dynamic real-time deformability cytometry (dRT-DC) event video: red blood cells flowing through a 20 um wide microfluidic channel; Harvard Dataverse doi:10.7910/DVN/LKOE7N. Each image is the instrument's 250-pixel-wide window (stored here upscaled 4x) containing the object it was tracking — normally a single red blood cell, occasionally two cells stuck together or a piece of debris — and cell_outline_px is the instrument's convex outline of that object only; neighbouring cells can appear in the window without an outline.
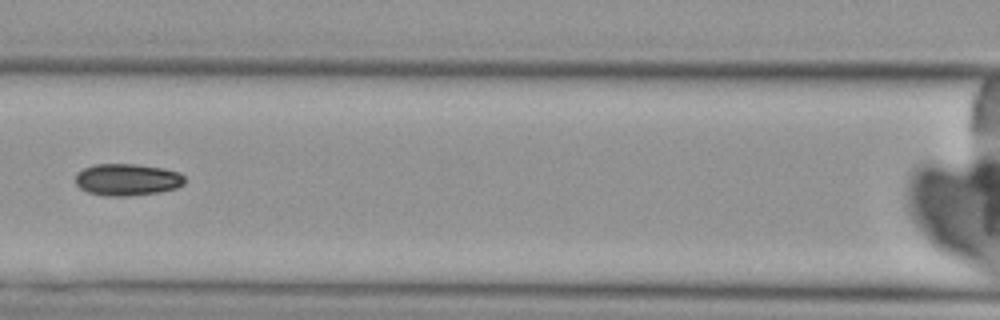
{"species": "Egyptian fruit bat (a non-hibernating species)", "species_latin": "Rousettus aegyptiacus", "temperature_condition": "cold", "stored_images_in_passage": 8, "camera_frame_rate_fps": 3000, "um_per_image_px": 0.085, "animal": {"sex": "female"}, "frame": {"image": 1, "passage_image": 8, "time_ms": 8.333, "image_size_px": [1000, 320], "cell_outline_px": [[184, 184], [176, 188], [160, 192], [128, 196], [104, 196], [88, 192], [80, 188], [76, 184], [76, 172], [92, 164], [136, 164], [164, 168], [180, 172], [184, 176]], "centroid_in_image_um": [10.81, 15.26], "position_along_channel_um": 155.8, "area_um2": 20.52}}